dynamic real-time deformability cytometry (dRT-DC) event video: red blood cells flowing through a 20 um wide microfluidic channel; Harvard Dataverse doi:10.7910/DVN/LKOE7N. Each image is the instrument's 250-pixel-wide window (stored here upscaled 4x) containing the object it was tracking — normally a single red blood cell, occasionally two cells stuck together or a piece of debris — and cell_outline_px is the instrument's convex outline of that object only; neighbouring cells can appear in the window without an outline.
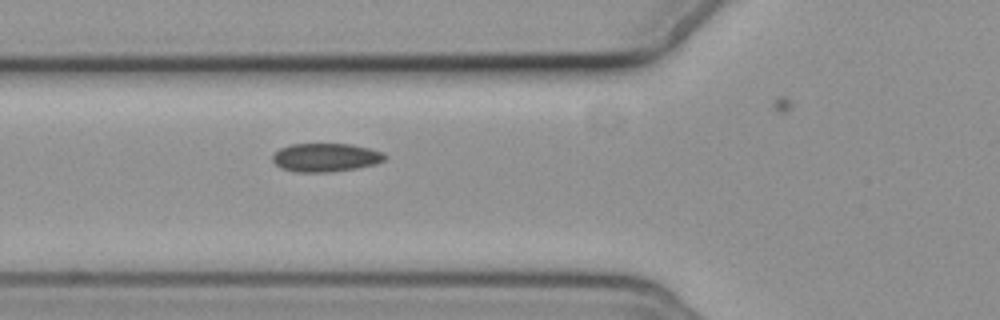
{"species": "common noctule bat (a hibernating species)", "species_latin": "Nyctalus noctula", "temperature_condition": "cold", "stored_images_in_passage": 7, "camera_frame_rate_fps": 3000, "um_per_image_px": 0.085, "animal": {"sex": "female", "body_mass_g": 19.3, "forearm_length_mm": 54.1}, "frame": {"image": 1, "passage_image": 7, "time_ms": 7.333, "image_size_px": [1000, 320], "cell_outline_px": [[388, 156], [384, 160], [376, 164], [356, 168], [328, 172], [296, 172], [280, 168], [272, 160], [272, 156], [280, 148], [292, 144], [352, 144], [384, 152]], "centroid_in_image_um": [27.69, 13.38], "position_along_channel_um": 98.1, "area_um2": 18.67}}